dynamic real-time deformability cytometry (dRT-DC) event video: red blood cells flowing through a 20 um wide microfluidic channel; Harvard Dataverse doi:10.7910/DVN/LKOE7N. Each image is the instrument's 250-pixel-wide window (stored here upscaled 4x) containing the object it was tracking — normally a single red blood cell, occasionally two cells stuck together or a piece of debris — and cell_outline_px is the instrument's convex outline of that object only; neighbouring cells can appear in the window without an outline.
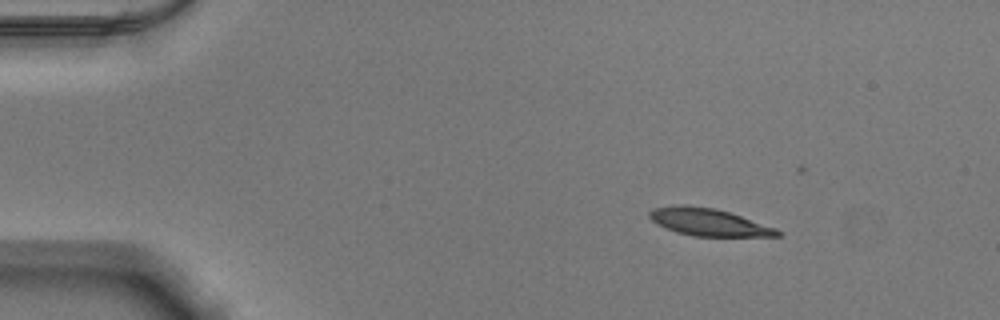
{"species": "Egyptian fruit bat (a non-hibernating species)", "species_latin": "Rousettus aegyptiacus", "temperature_condition": "warm", "stored_images_in_passage": 10, "camera_frame_rate_fps": 3000, "um_per_image_px": 0.085, "animal": {"sex": "male"}, "frame": {"image": 1, "passage_image": 1, "time_ms": 0.0, "image_size_px": [1000, 320], "cell_outline_px": [[784, 232], [780, 236], [692, 236], [676, 232], [656, 224], [648, 216], [648, 212], [652, 208], [672, 204], [688, 204], [716, 208], [776, 228]], "centroid_in_image_um": [60.17, 18.86], "position_along_channel_um": 24.8, "area_um2": 20.63}}
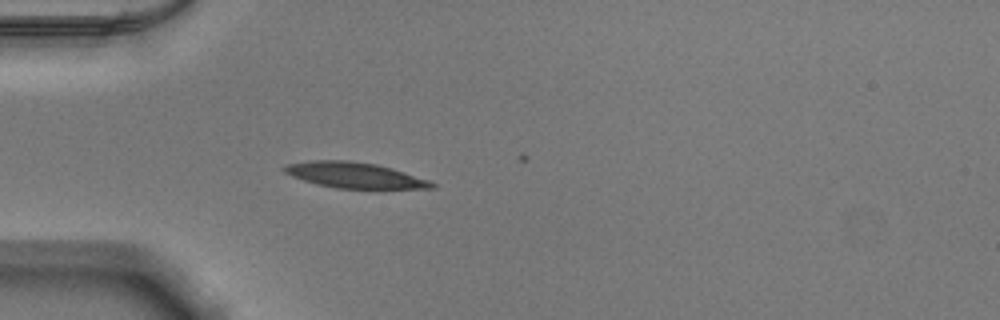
{"frame": {"image": 2, "passage_image": 9, "time_ms": 2.667, "image_size_px": [1000, 320], "cell_outline_px": [[436, 188], [336, 188], [316, 184], [292, 176], [284, 172], [280, 168], [284, 164], [308, 160], [348, 160], [376, 164], [392, 168], [428, 180], [436, 184]], "centroid_in_image_um": [30.06, 14.87], "position_along_channel_um": 54.9, "area_um2": 22.02}}